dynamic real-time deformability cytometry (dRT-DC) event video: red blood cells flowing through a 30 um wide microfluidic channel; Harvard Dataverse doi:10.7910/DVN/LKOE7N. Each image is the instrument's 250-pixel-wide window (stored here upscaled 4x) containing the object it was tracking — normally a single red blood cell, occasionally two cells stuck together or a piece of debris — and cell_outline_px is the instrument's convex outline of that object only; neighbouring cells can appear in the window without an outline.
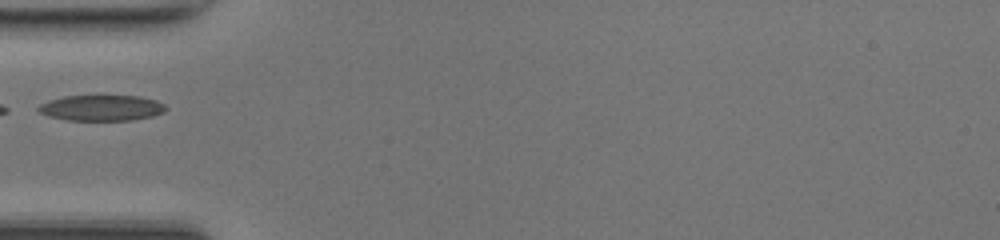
{"species": "common noctule bat (a hibernating species)", "species_latin": "Nyctalus noctula", "temperature_condition": "room temperature", "stored_images_in_passage": 8, "camera_frame_rate_fps": 3000, "um_per_image_px": 0.085, "animal": {"sex": "female", "body_mass_g": 17.0, "forearm_length_mm": 48.0}, "frame": {"image": 1, "passage_image": 1, "time_ms": 0.0, "image_size_px": [1000, 240], "cell_outline_px": [[168, 108], [164, 112], [152, 116], [132, 120], [68, 120], [48, 116], [40, 112], [36, 108], [40, 104], [48, 100], [64, 96], [96, 92], [104, 92], [140, 96], [156, 100], [164, 104]], "centroid_in_image_um": [8.63, 9.1], "position_along_channel_um": 76.4, "area_um2": 20.35}}